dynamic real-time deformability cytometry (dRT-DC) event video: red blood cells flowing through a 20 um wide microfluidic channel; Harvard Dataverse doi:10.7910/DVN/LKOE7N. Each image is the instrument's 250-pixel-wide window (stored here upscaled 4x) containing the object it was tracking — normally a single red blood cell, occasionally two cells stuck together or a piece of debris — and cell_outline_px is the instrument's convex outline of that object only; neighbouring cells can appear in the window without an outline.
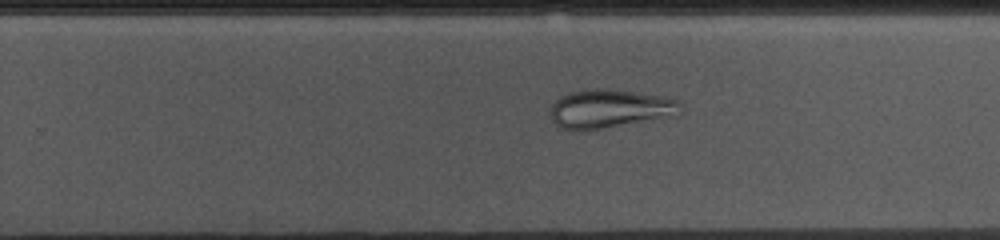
{"species": "common noctule bat (a hibernating species)", "species_latin": "Nyctalus noctula", "temperature_condition": "cold", "stored_images_in_passage": 50, "camera_frame_rate_fps": 3000, "um_per_image_px": 0.085, "animal": {"sex": "female", "body_mass_g": 10.0, "forearm_length_mm": 53.1}, "frame": {"image": 1, "passage_image": 29, "time_ms": 9.333, "image_size_px": [1000, 240], "cell_outline_px": [[680, 104], [676, 116], [588, 132], [576, 132], [560, 128], [548, 116], [548, 112], [552, 104], [560, 96], [568, 92], [596, 88], [604, 88], [636, 92], [664, 96], [676, 100]], "centroid_in_image_um": [51.74, 9.28], "position_along_channel_um": 278.1, "area_um2": 30.17}}
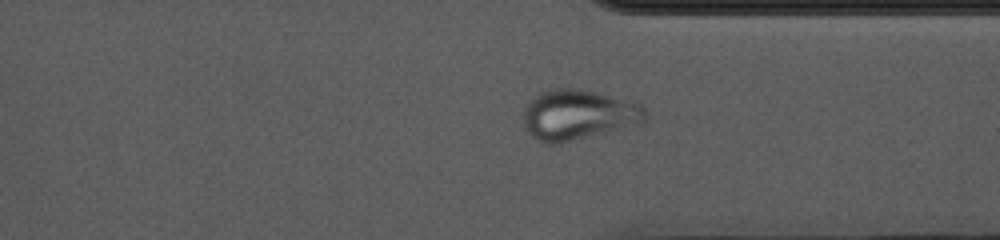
{"frame": {"image": 2, "passage_image": 36, "time_ms": 11.667, "image_size_px": [1000, 240], "cell_outline_px": [[648, 116], [640, 124], [552, 144], [544, 144], [532, 136], [528, 132], [524, 124], [524, 108], [528, 100], [540, 92], [556, 88], [580, 88], [644, 104], [648, 112]], "centroid_in_image_um": [49.16, 9.73], "position_along_channel_um": 362.2, "area_um2": 35.66}}